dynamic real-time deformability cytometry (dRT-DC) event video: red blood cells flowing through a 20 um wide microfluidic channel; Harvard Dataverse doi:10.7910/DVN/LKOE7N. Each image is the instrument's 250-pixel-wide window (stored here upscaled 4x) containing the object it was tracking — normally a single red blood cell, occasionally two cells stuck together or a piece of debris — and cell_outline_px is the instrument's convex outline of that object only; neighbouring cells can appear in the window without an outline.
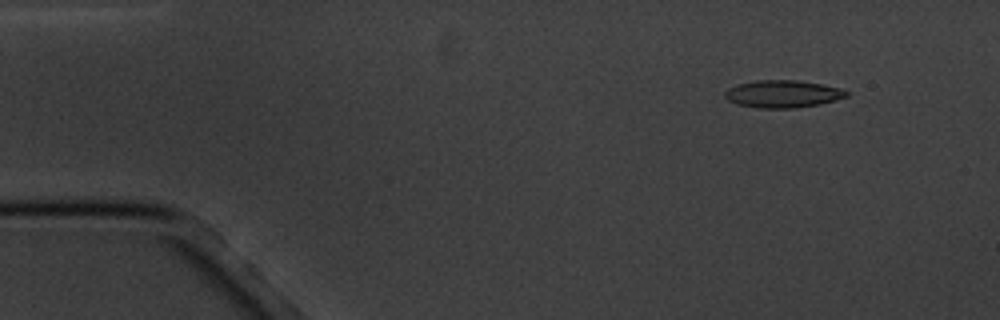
{"species": "common noctule bat (a hibernating species)", "species_latin": "Nyctalus noctula", "temperature_condition": "cold", "stored_images_in_passage": 4, "camera_frame_rate_fps": 3000, "um_per_image_px": 0.085, "animal": {"sex": "male", "body_mass_g": 20.1, "forearm_length_mm": 53.5}, "frame": {"image": 1, "passage_image": 1, "time_ms": 0.0, "image_size_px": [1000, 320], "cell_outline_px": [[848, 96], [820, 104], [796, 108], [756, 108], [736, 104], [728, 100], [724, 96], [724, 92], [728, 88], [740, 84], [756, 80], [796, 80], [820, 84], [840, 88], [848, 92]], "centroid_in_image_um": [66.51, 7.99], "position_along_channel_um": 18.5, "area_um2": 19.36}}
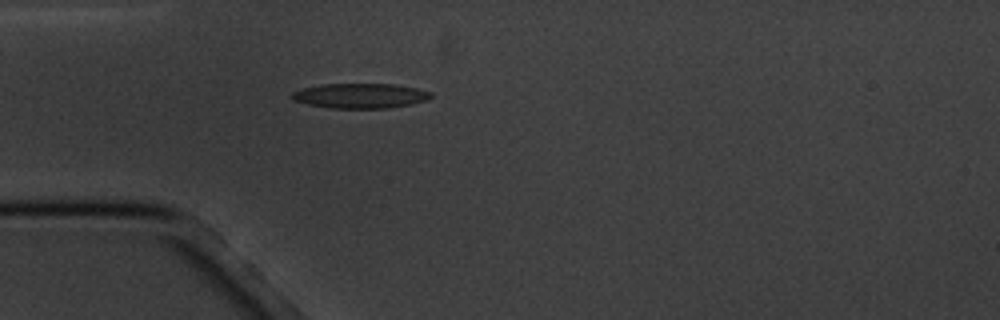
{"frame": {"image": 2, "passage_image": 4, "time_ms": 3.333, "image_size_px": [1000, 320], "cell_outline_px": [[432, 96], [428, 100], [412, 104], [388, 108], [328, 108], [308, 104], [292, 100], [292, 92], [300, 88], [320, 84], [396, 84], [416, 88], [432, 92]], "centroid_in_image_um": [30.62, 8.14], "position_along_channel_um": 54.4, "area_um2": 20.35}}